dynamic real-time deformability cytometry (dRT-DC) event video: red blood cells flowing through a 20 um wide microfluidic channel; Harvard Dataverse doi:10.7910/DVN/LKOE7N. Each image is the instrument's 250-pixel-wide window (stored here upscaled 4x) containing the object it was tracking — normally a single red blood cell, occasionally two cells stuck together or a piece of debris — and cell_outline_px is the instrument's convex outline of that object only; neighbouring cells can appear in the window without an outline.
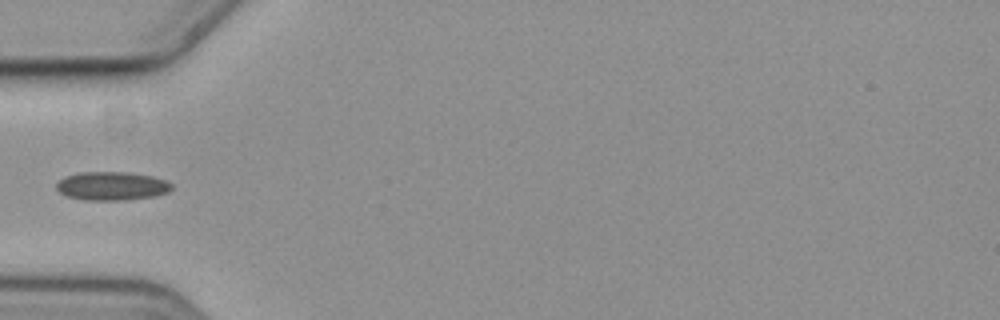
{"species": "common noctule bat (a hibernating species)", "species_latin": "Nyctalus noctula", "temperature_condition": "cold", "stored_images_in_passage": 39, "camera_frame_rate_fps": 3000, "um_per_image_px": 0.085, "animal": {"sex": "female", "body_mass_g": 19.3, "forearm_length_mm": 54.1}, "frame": {"image": 1, "passage_image": 1, "time_ms": 0.0, "image_size_px": [1000, 320], "cell_outline_px": [[172, 188], [168, 192], [156, 196], [128, 200], [84, 200], [68, 196], [60, 192], [56, 188], [56, 184], [64, 176], [80, 172], [124, 172], [152, 176], [168, 180], [172, 184]], "centroid_in_image_um": [9.53, 15.81], "position_along_channel_um": 75.5, "area_um2": 19.31}}
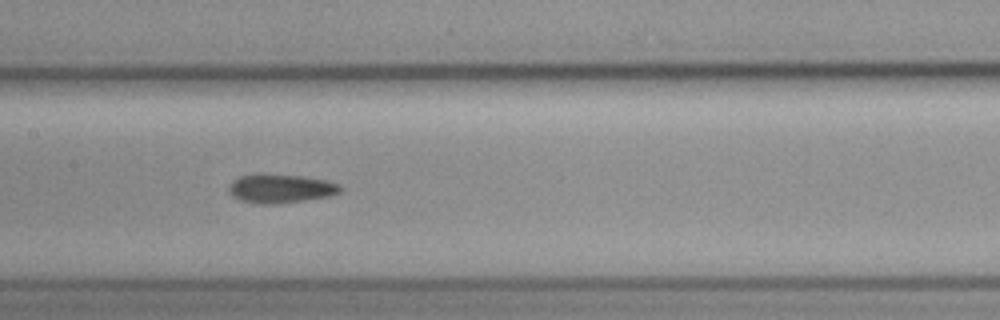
{"frame": {"image": 2, "passage_image": 10, "time_ms": 3.0, "image_size_px": [1000, 320], "cell_outline_px": [[340, 192], [332, 196], [276, 204], [256, 204], [240, 200], [232, 196], [228, 192], [228, 184], [232, 180], [240, 176], [260, 172], [264, 172], [304, 176], [328, 180], [340, 184]], "centroid_in_image_um": [23.81, 16.0], "position_along_channel_um": 183.6, "area_um2": 19.42}}
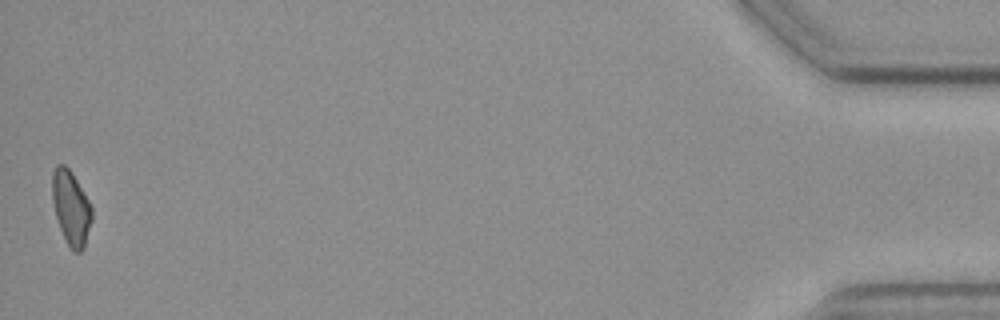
{"frame": {"image": 3, "passage_image": 39, "time_ms": 12.667, "image_size_px": [1000, 320], "cell_outline_px": [[92, 220], [84, 248], [80, 252], [72, 252], [60, 228], [56, 216], [52, 200], [52, 172], [56, 164], [64, 164], [72, 172], [88, 200], [92, 208]], "centroid_in_image_um": [6.03, 17.66], "position_along_channel_um": 429.2, "area_um2": 17.11}}